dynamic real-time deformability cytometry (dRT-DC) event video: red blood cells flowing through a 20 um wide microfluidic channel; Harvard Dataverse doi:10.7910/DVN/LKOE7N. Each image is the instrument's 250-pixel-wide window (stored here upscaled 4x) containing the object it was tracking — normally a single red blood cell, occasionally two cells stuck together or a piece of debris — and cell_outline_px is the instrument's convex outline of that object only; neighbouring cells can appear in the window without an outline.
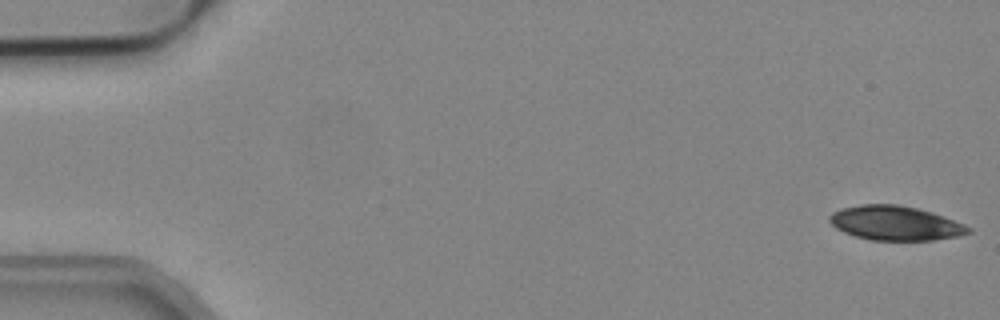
{"species": "common noctule bat (a hibernating species)", "species_latin": "Nyctalus noctula", "temperature_condition": "cold", "stored_images_in_passage": 53, "camera_frame_rate_fps": 3000, "um_per_image_px": 0.085, "animal": {"sex": "male", "body_mass_g": 19.2, "forearm_length_mm": 51.8}, "frame": {"image": 1, "passage_image": 1, "time_ms": 0.0, "image_size_px": [1000, 320], "cell_outline_px": [[972, 232], [956, 236], [932, 240], [868, 240], [844, 232], [836, 228], [828, 220], [828, 216], [832, 212], [840, 208], [860, 204], [900, 204], [932, 212], [964, 224], [972, 228]], "centroid_in_image_um": [76.07, 18.95], "position_along_channel_um": 8.9, "area_um2": 27.86}, "authors_computed_cell_mechanics": {"area_um2": 28.7266, "velocity_mm_per_s": 3.8015, "shape_relaxation_time_tau1_ms": 0.3285, "shape_relaxation_time_tau2_ms": 3.869, "deformation_change_tau1": 0.2507, "deformation_change_tau2": 0.1032}}